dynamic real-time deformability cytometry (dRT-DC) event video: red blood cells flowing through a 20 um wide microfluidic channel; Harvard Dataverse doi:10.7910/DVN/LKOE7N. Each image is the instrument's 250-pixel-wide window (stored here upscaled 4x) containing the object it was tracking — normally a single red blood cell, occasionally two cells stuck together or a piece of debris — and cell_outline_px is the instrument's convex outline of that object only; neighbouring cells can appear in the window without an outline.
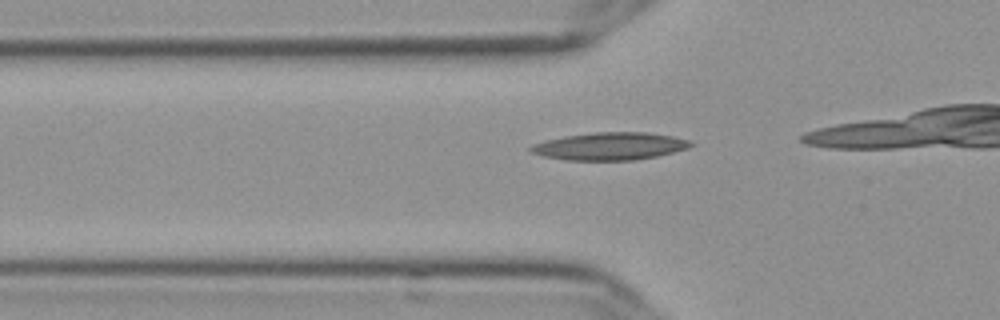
{"species": "Egyptian fruit bat (a non-hibernating species)", "species_latin": "Rousettus aegyptiacus", "temperature_condition": "cold", "stored_images_in_passage": 14, "camera_frame_rate_fps": 3000, "um_per_image_px": 0.085, "frame": {"image": 1, "passage_image": 9, "time_ms": 2.667, "image_size_px": [1000, 320], "cell_outline_px": [[696, 144], [688, 148], [656, 156], [636, 160], [564, 160], [544, 156], [532, 152], [528, 148], [532, 144], [544, 140], [564, 136], [596, 132], [648, 132], [672, 136], [688, 140]], "centroid_in_image_um": [51.83, 12.42], "position_along_channel_um": 74.0, "area_um2": 25.72}}
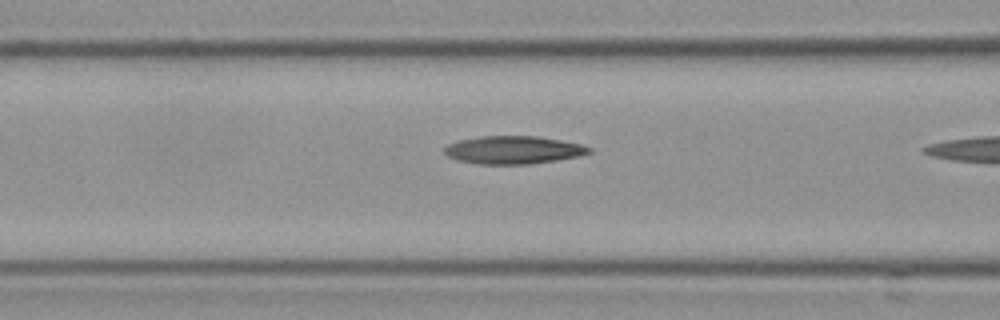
{"frame": {"image": 2, "passage_image": 13, "time_ms": 4.0, "image_size_px": [1000, 320], "cell_outline_px": [[592, 152], [580, 156], [556, 160], [528, 164], [480, 164], [456, 160], [448, 156], [444, 152], [444, 148], [448, 144], [460, 140], [480, 136], [540, 136], [580, 144], [592, 148]], "centroid_in_image_um": [43.64, 12.74], "position_along_channel_um": 123.0, "area_um2": 23.52}}